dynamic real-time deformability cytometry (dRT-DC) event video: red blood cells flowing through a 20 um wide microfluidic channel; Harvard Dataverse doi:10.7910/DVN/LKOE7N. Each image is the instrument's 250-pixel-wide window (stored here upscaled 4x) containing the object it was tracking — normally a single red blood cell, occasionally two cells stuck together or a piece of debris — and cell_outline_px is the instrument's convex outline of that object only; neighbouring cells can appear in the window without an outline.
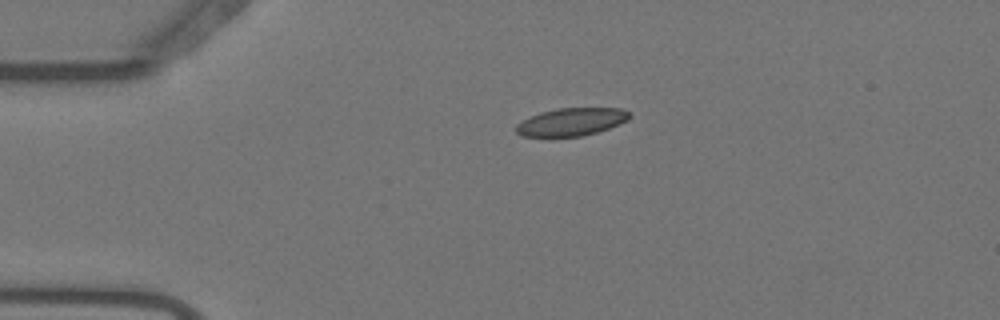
{"species": "Egyptian fruit bat (a non-hibernating species)", "species_latin": "Rousettus aegyptiacus", "temperature_condition": "warm", "stored_images_in_passage": 44, "camera_frame_rate_fps": 3000, "um_per_image_px": 0.085, "animal": {"sex": "female"}, "frame": {"image": 1, "passage_image": 1, "time_ms": 0.0, "image_size_px": [1000, 320], "cell_outline_px": [[632, 116], [628, 120], [608, 128], [596, 132], [580, 136], [520, 136], [516, 132], [516, 124], [540, 112], [556, 108], [620, 108], [628, 112]], "centroid_in_image_um": [48.57, 10.35], "position_along_channel_um": 36.4, "area_um2": 18.15}}
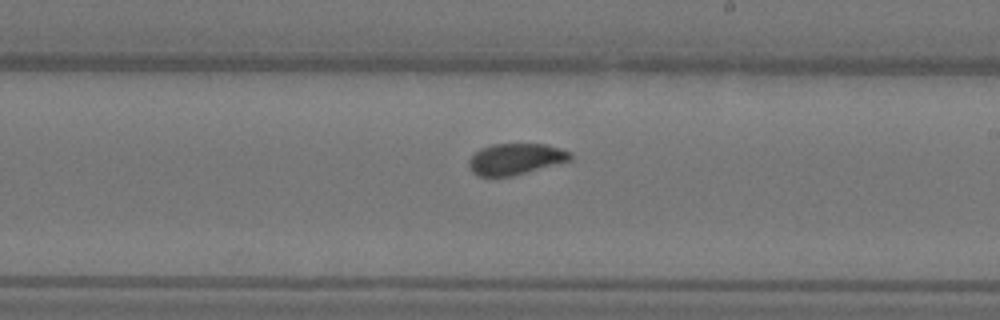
{"frame": {"image": 2, "passage_image": 21, "time_ms": 6.667, "image_size_px": [1000, 320], "cell_outline_px": [[572, 160], [512, 176], [476, 176], [468, 168], [468, 160], [480, 148], [492, 144], [544, 144], [560, 148], [572, 152]], "centroid_in_image_um": [43.81, 13.52], "position_along_channel_um": 245.2, "area_um2": 18.55}}
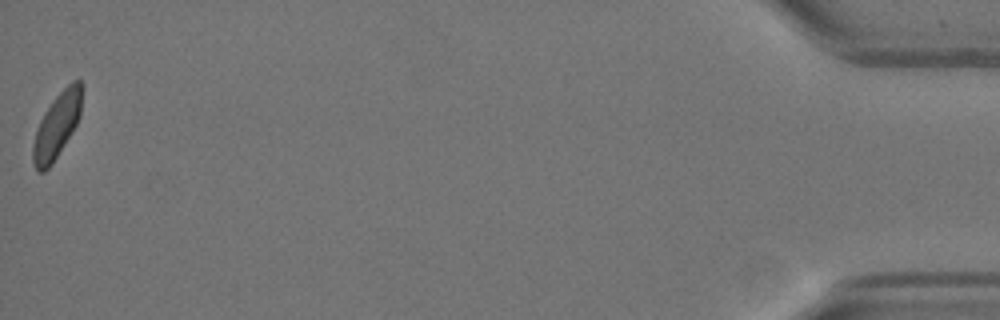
{"frame": {"image": 3, "passage_image": 44, "time_ms": 14.333, "image_size_px": [1000, 320], "cell_outline_px": [[84, 88], [80, 116], [72, 132], [52, 164], [44, 172], [36, 172], [32, 160], [32, 144], [40, 120], [44, 112], [52, 100], [72, 80], [80, 80], [84, 84]], "centroid_in_image_um": [4.85, 10.65], "position_along_channel_um": 430.4, "area_um2": 18.84}, "authors_computed_cell_mechanics": {"area_um2": 18.8428, "velocity_mm_per_s": 3.6783, "shape_relaxation_time_tau1_ms": 4.4766, "shape_relaxation_time_tau2_ms": 1.0028, "deformation_change_tau1": 0.107, "deformation_change_tau2": 0.0501}}